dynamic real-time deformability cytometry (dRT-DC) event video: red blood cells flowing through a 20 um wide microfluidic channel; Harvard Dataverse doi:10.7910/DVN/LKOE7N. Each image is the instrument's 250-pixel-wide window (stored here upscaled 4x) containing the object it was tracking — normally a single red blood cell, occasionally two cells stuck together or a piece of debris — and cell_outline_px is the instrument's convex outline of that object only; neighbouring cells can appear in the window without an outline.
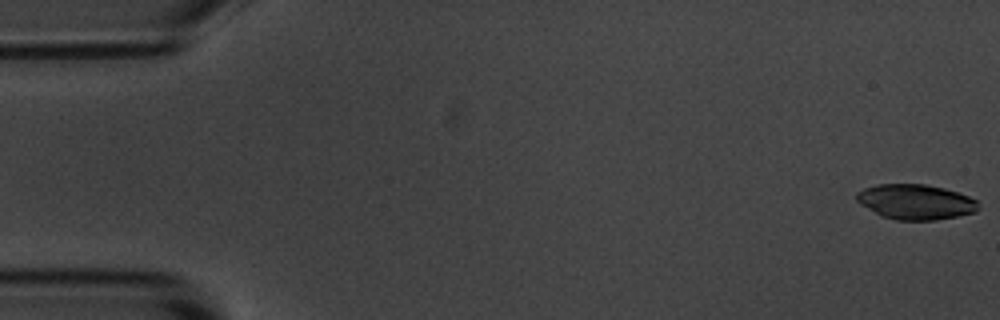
{"species": "common noctule bat (a hibernating species)", "species_latin": "Nyctalus noctula", "temperature_condition": "room temperature", "stored_images_in_passage": 55, "camera_frame_rate_fps": 3000, "um_per_image_px": 0.085, "animal": {"sex": "male", "body_mass_g": 20.1, "forearm_length_mm": 53.5}, "frame": {"image": 1, "passage_image": 1, "time_ms": 0.0, "image_size_px": [1000, 320], "cell_outline_px": [[980, 208], [976, 212], [936, 220], [896, 220], [880, 216], [860, 204], [856, 200], [856, 192], [864, 188], [880, 184], [924, 184], [944, 188], [960, 192], [976, 200]], "centroid_in_image_um": [77.82, 17.16], "position_along_channel_um": 7.2, "area_um2": 25.09}}
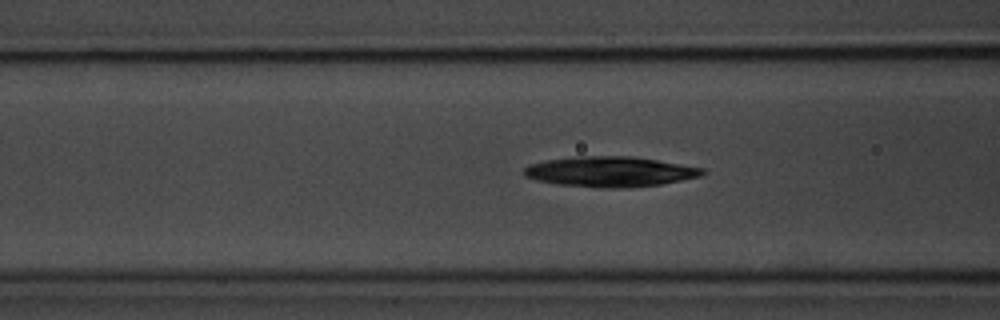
{"frame": {"image": 2, "passage_image": 21, "time_ms": 6.667, "image_size_px": [1000, 320], "cell_outline_px": [[704, 172], [700, 176], [660, 184], [620, 188], [600, 188], [556, 184], [536, 180], [524, 176], [524, 168], [528, 164], [548, 160], [580, 156], [632, 156], [704, 168]], "centroid_in_image_um": [51.8, 14.59], "position_along_channel_um": 114.8, "area_um2": 31.21}}
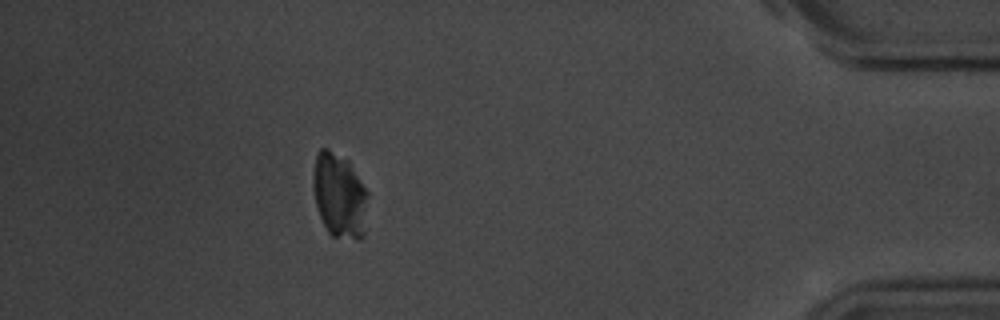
{"frame": {"image": 3, "passage_image": 49, "time_ms": 16.0, "image_size_px": [1000, 320], "cell_outline_px": [[368, 196], [364, 236], [360, 240], [356, 240], [332, 236], [328, 232], [320, 216], [316, 204], [312, 188], [312, 176], [316, 156], [320, 148], [328, 148], [348, 160], [368, 192]], "centroid_in_image_um": [28.85, 16.63], "position_along_channel_um": 406.3, "area_um2": 27.34}, "authors_computed_cell_mechanics": {"area_um2": 29.5358, "velocity_mm_per_s": 3.662, "shape_relaxation_time_tau1_ms": 2.638, "shape_relaxation_time_tau2_ms": null, "deformation_change_tau1": 0.0708, "deformation_change_tau2": null}}